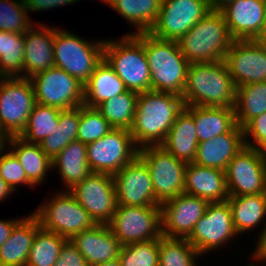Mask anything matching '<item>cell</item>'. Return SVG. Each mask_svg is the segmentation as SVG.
I'll list each match as a JSON object with an SVG mask.
<instances>
[{"mask_svg":"<svg viewBox=\"0 0 266 266\" xmlns=\"http://www.w3.org/2000/svg\"><path fill=\"white\" fill-rule=\"evenodd\" d=\"M183 108V100L177 96L154 90L138 93L136 112L129 129L136 146L140 149L161 145Z\"/></svg>","mask_w":266,"mask_h":266,"instance_id":"1","label":"cell"},{"mask_svg":"<svg viewBox=\"0 0 266 266\" xmlns=\"http://www.w3.org/2000/svg\"><path fill=\"white\" fill-rule=\"evenodd\" d=\"M143 45L150 70L151 90L183 99L189 62L177 41L163 40L151 33L134 35Z\"/></svg>","mask_w":266,"mask_h":266,"instance_id":"2","label":"cell"},{"mask_svg":"<svg viewBox=\"0 0 266 266\" xmlns=\"http://www.w3.org/2000/svg\"><path fill=\"white\" fill-rule=\"evenodd\" d=\"M237 87L224 60L190 63L183 90L184 105L235 106Z\"/></svg>","mask_w":266,"mask_h":266,"instance_id":"3","label":"cell"},{"mask_svg":"<svg viewBox=\"0 0 266 266\" xmlns=\"http://www.w3.org/2000/svg\"><path fill=\"white\" fill-rule=\"evenodd\" d=\"M233 39L220 11H210L177 42L189 63L224 60Z\"/></svg>","mask_w":266,"mask_h":266,"instance_id":"4","label":"cell"},{"mask_svg":"<svg viewBox=\"0 0 266 266\" xmlns=\"http://www.w3.org/2000/svg\"><path fill=\"white\" fill-rule=\"evenodd\" d=\"M57 27L53 44L54 66L85 84L104 59L105 39L89 41Z\"/></svg>","mask_w":266,"mask_h":266,"instance_id":"5","label":"cell"},{"mask_svg":"<svg viewBox=\"0 0 266 266\" xmlns=\"http://www.w3.org/2000/svg\"><path fill=\"white\" fill-rule=\"evenodd\" d=\"M104 59L123 81L127 90L142 93L151 90L150 70L144 45L134 36L106 39Z\"/></svg>","mask_w":266,"mask_h":266,"instance_id":"6","label":"cell"},{"mask_svg":"<svg viewBox=\"0 0 266 266\" xmlns=\"http://www.w3.org/2000/svg\"><path fill=\"white\" fill-rule=\"evenodd\" d=\"M58 191L54 196L44 198V202L31 213L37 218L40 228L70 240L96 223L68 190Z\"/></svg>","mask_w":266,"mask_h":266,"instance_id":"7","label":"cell"},{"mask_svg":"<svg viewBox=\"0 0 266 266\" xmlns=\"http://www.w3.org/2000/svg\"><path fill=\"white\" fill-rule=\"evenodd\" d=\"M35 105L30 79L0 77V130L6 138L23 132Z\"/></svg>","mask_w":266,"mask_h":266,"instance_id":"8","label":"cell"},{"mask_svg":"<svg viewBox=\"0 0 266 266\" xmlns=\"http://www.w3.org/2000/svg\"><path fill=\"white\" fill-rule=\"evenodd\" d=\"M138 156L148 166L156 202L162 203L184 193L187 164L167 152L162 146H145Z\"/></svg>","mask_w":266,"mask_h":266,"instance_id":"9","label":"cell"},{"mask_svg":"<svg viewBox=\"0 0 266 266\" xmlns=\"http://www.w3.org/2000/svg\"><path fill=\"white\" fill-rule=\"evenodd\" d=\"M87 161L92 173L115 174L137 156L139 148L128 129L113 128L102 138L89 143Z\"/></svg>","mask_w":266,"mask_h":266,"instance_id":"10","label":"cell"},{"mask_svg":"<svg viewBox=\"0 0 266 266\" xmlns=\"http://www.w3.org/2000/svg\"><path fill=\"white\" fill-rule=\"evenodd\" d=\"M108 226L122 246L159 239L161 206L117 205Z\"/></svg>","mask_w":266,"mask_h":266,"instance_id":"11","label":"cell"},{"mask_svg":"<svg viewBox=\"0 0 266 266\" xmlns=\"http://www.w3.org/2000/svg\"><path fill=\"white\" fill-rule=\"evenodd\" d=\"M239 237L228 201L209 203L205 214L196 222L187 240L202 256L219 250Z\"/></svg>","mask_w":266,"mask_h":266,"instance_id":"12","label":"cell"},{"mask_svg":"<svg viewBox=\"0 0 266 266\" xmlns=\"http://www.w3.org/2000/svg\"><path fill=\"white\" fill-rule=\"evenodd\" d=\"M36 103L61 110L83 105L84 84L58 67L48 68L30 78Z\"/></svg>","mask_w":266,"mask_h":266,"instance_id":"13","label":"cell"},{"mask_svg":"<svg viewBox=\"0 0 266 266\" xmlns=\"http://www.w3.org/2000/svg\"><path fill=\"white\" fill-rule=\"evenodd\" d=\"M229 196L266 194V152L245 146L228 163Z\"/></svg>","mask_w":266,"mask_h":266,"instance_id":"14","label":"cell"},{"mask_svg":"<svg viewBox=\"0 0 266 266\" xmlns=\"http://www.w3.org/2000/svg\"><path fill=\"white\" fill-rule=\"evenodd\" d=\"M210 11L208 0H162L158 20L149 33L178 41Z\"/></svg>","mask_w":266,"mask_h":266,"instance_id":"15","label":"cell"},{"mask_svg":"<svg viewBox=\"0 0 266 266\" xmlns=\"http://www.w3.org/2000/svg\"><path fill=\"white\" fill-rule=\"evenodd\" d=\"M96 224H108L117 208L113 176L91 173L68 190Z\"/></svg>","mask_w":266,"mask_h":266,"instance_id":"16","label":"cell"},{"mask_svg":"<svg viewBox=\"0 0 266 266\" xmlns=\"http://www.w3.org/2000/svg\"><path fill=\"white\" fill-rule=\"evenodd\" d=\"M224 61L236 87L266 81V44L233 40Z\"/></svg>","mask_w":266,"mask_h":266,"instance_id":"17","label":"cell"},{"mask_svg":"<svg viewBox=\"0 0 266 266\" xmlns=\"http://www.w3.org/2000/svg\"><path fill=\"white\" fill-rule=\"evenodd\" d=\"M117 205L158 207L148 166L137 156L113 174Z\"/></svg>","mask_w":266,"mask_h":266,"instance_id":"18","label":"cell"},{"mask_svg":"<svg viewBox=\"0 0 266 266\" xmlns=\"http://www.w3.org/2000/svg\"><path fill=\"white\" fill-rule=\"evenodd\" d=\"M209 202L203 198L180 194L161 206V235L188 238L196 222L205 214Z\"/></svg>","mask_w":266,"mask_h":266,"instance_id":"19","label":"cell"},{"mask_svg":"<svg viewBox=\"0 0 266 266\" xmlns=\"http://www.w3.org/2000/svg\"><path fill=\"white\" fill-rule=\"evenodd\" d=\"M233 40H258L266 21V0H234L220 10Z\"/></svg>","mask_w":266,"mask_h":266,"instance_id":"20","label":"cell"},{"mask_svg":"<svg viewBox=\"0 0 266 266\" xmlns=\"http://www.w3.org/2000/svg\"><path fill=\"white\" fill-rule=\"evenodd\" d=\"M37 24V25H35ZM55 27L42 22L34 25L24 33L23 74L21 78L30 79L35 74L54 66Z\"/></svg>","mask_w":266,"mask_h":266,"instance_id":"21","label":"cell"},{"mask_svg":"<svg viewBox=\"0 0 266 266\" xmlns=\"http://www.w3.org/2000/svg\"><path fill=\"white\" fill-rule=\"evenodd\" d=\"M70 241L88 266L118 259L122 247L108 224H95L90 229L74 235Z\"/></svg>","mask_w":266,"mask_h":266,"instance_id":"22","label":"cell"},{"mask_svg":"<svg viewBox=\"0 0 266 266\" xmlns=\"http://www.w3.org/2000/svg\"><path fill=\"white\" fill-rule=\"evenodd\" d=\"M184 194L203 198L209 203L227 201L229 193L225 171L188 163L185 171Z\"/></svg>","mask_w":266,"mask_h":266,"instance_id":"23","label":"cell"},{"mask_svg":"<svg viewBox=\"0 0 266 266\" xmlns=\"http://www.w3.org/2000/svg\"><path fill=\"white\" fill-rule=\"evenodd\" d=\"M245 147L243 129L236 125L231 131L198 143L194 164L225 171L233 157Z\"/></svg>","mask_w":266,"mask_h":266,"instance_id":"24","label":"cell"},{"mask_svg":"<svg viewBox=\"0 0 266 266\" xmlns=\"http://www.w3.org/2000/svg\"><path fill=\"white\" fill-rule=\"evenodd\" d=\"M39 229V222L33 214L23 216L0 246V266H26L30 248Z\"/></svg>","mask_w":266,"mask_h":266,"instance_id":"25","label":"cell"},{"mask_svg":"<svg viewBox=\"0 0 266 266\" xmlns=\"http://www.w3.org/2000/svg\"><path fill=\"white\" fill-rule=\"evenodd\" d=\"M184 109L194 119L199 143L227 133L237 125L232 107L184 105Z\"/></svg>","mask_w":266,"mask_h":266,"instance_id":"26","label":"cell"},{"mask_svg":"<svg viewBox=\"0 0 266 266\" xmlns=\"http://www.w3.org/2000/svg\"><path fill=\"white\" fill-rule=\"evenodd\" d=\"M227 201L232 211L233 225L239 237L262 226L257 236L259 239L266 227V194L229 196Z\"/></svg>","mask_w":266,"mask_h":266,"instance_id":"27","label":"cell"},{"mask_svg":"<svg viewBox=\"0 0 266 266\" xmlns=\"http://www.w3.org/2000/svg\"><path fill=\"white\" fill-rule=\"evenodd\" d=\"M5 146L16 156L25 170L27 180L34 188L47 181L48 172L53 170L52 160L42 151L39 144L29 143L19 136H14L7 138Z\"/></svg>","mask_w":266,"mask_h":266,"instance_id":"28","label":"cell"},{"mask_svg":"<svg viewBox=\"0 0 266 266\" xmlns=\"http://www.w3.org/2000/svg\"><path fill=\"white\" fill-rule=\"evenodd\" d=\"M52 169H56L61 178L65 187H62V190H69L83 181L92 173L87 161L86 144L79 140L71 141L52 160Z\"/></svg>","mask_w":266,"mask_h":266,"instance_id":"29","label":"cell"},{"mask_svg":"<svg viewBox=\"0 0 266 266\" xmlns=\"http://www.w3.org/2000/svg\"><path fill=\"white\" fill-rule=\"evenodd\" d=\"M198 137L193 117L183 108L160 145L177 159L193 163L197 153Z\"/></svg>","mask_w":266,"mask_h":266,"instance_id":"30","label":"cell"},{"mask_svg":"<svg viewBox=\"0 0 266 266\" xmlns=\"http://www.w3.org/2000/svg\"><path fill=\"white\" fill-rule=\"evenodd\" d=\"M117 12L136 31L126 33L135 35L147 33L158 20L162 0H99Z\"/></svg>","mask_w":266,"mask_h":266,"instance_id":"31","label":"cell"},{"mask_svg":"<svg viewBox=\"0 0 266 266\" xmlns=\"http://www.w3.org/2000/svg\"><path fill=\"white\" fill-rule=\"evenodd\" d=\"M126 90L123 81L107 61L103 59L89 80L84 84L83 105L96 108L102 102L116 97Z\"/></svg>","mask_w":266,"mask_h":266,"instance_id":"32","label":"cell"},{"mask_svg":"<svg viewBox=\"0 0 266 266\" xmlns=\"http://www.w3.org/2000/svg\"><path fill=\"white\" fill-rule=\"evenodd\" d=\"M234 111L242 129L266 111V81L237 87Z\"/></svg>","mask_w":266,"mask_h":266,"instance_id":"33","label":"cell"},{"mask_svg":"<svg viewBox=\"0 0 266 266\" xmlns=\"http://www.w3.org/2000/svg\"><path fill=\"white\" fill-rule=\"evenodd\" d=\"M80 121V106L61 110L59 122L53 134L39 144L42 151L53 160L71 141L77 140Z\"/></svg>","mask_w":266,"mask_h":266,"instance_id":"34","label":"cell"},{"mask_svg":"<svg viewBox=\"0 0 266 266\" xmlns=\"http://www.w3.org/2000/svg\"><path fill=\"white\" fill-rule=\"evenodd\" d=\"M138 93L126 90L116 97L107 99L96 109L113 128L130 129L136 112Z\"/></svg>","mask_w":266,"mask_h":266,"instance_id":"35","label":"cell"},{"mask_svg":"<svg viewBox=\"0 0 266 266\" xmlns=\"http://www.w3.org/2000/svg\"><path fill=\"white\" fill-rule=\"evenodd\" d=\"M60 112L61 109L56 107L36 103L19 137L26 142L40 144L44 138L53 134L59 122Z\"/></svg>","mask_w":266,"mask_h":266,"instance_id":"36","label":"cell"},{"mask_svg":"<svg viewBox=\"0 0 266 266\" xmlns=\"http://www.w3.org/2000/svg\"><path fill=\"white\" fill-rule=\"evenodd\" d=\"M201 257L187 238H159V266H200Z\"/></svg>","mask_w":266,"mask_h":266,"instance_id":"37","label":"cell"},{"mask_svg":"<svg viewBox=\"0 0 266 266\" xmlns=\"http://www.w3.org/2000/svg\"><path fill=\"white\" fill-rule=\"evenodd\" d=\"M66 238L40 228L34 237L26 266H54Z\"/></svg>","mask_w":266,"mask_h":266,"instance_id":"38","label":"cell"},{"mask_svg":"<svg viewBox=\"0 0 266 266\" xmlns=\"http://www.w3.org/2000/svg\"><path fill=\"white\" fill-rule=\"evenodd\" d=\"M24 33L2 31L0 77H20L23 74Z\"/></svg>","mask_w":266,"mask_h":266,"instance_id":"39","label":"cell"},{"mask_svg":"<svg viewBox=\"0 0 266 266\" xmlns=\"http://www.w3.org/2000/svg\"><path fill=\"white\" fill-rule=\"evenodd\" d=\"M118 260L121 266H159V239L123 245Z\"/></svg>","mask_w":266,"mask_h":266,"instance_id":"40","label":"cell"},{"mask_svg":"<svg viewBox=\"0 0 266 266\" xmlns=\"http://www.w3.org/2000/svg\"><path fill=\"white\" fill-rule=\"evenodd\" d=\"M24 0H0V30L25 33L32 26Z\"/></svg>","mask_w":266,"mask_h":266,"instance_id":"41","label":"cell"},{"mask_svg":"<svg viewBox=\"0 0 266 266\" xmlns=\"http://www.w3.org/2000/svg\"><path fill=\"white\" fill-rule=\"evenodd\" d=\"M112 129L113 127L96 108L80 106L77 140L87 145L102 138Z\"/></svg>","mask_w":266,"mask_h":266,"instance_id":"42","label":"cell"},{"mask_svg":"<svg viewBox=\"0 0 266 266\" xmlns=\"http://www.w3.org/2000/svg\"><path fill=\"white\" fill-rule=\"evenodd\" d=\"M0 177L14 193L18 191L19 185L34 187L27 180L25 170L16 156L6 146L0 151Z\"/></svg>","mask_w":266,"mask_h":266,"instance_id":"43","label":"cell"},{"mask_svg":"<svg viewBox=\"0 0 266 266\" xmlns=\"http://www.w3.org/2000/svg\"><path fill=\"white\" fill-rule=\"evenodd\" d=\"M243 132L245 146L266 152V111L252 119Z\"/></svg>","mask_w":266,"mask_h":266,"instance_id":"44","label":"cell"},{"mask_svg":"<svg viewBox=\"0 0 266 266\" xmlns=\"http://www.w3.org/2000/svg\"><path fill=\"white\" fill-rule=\"evenodd\" d=\"M54 266H88L86 260L70 240L60 250V256Z\"/></svg>","mask_w":266,"mask_h":266,"instance_id":"45","label":"cell"},{"mask_svg":"<svg viewBox=\"0 0 266 266\" xmlns=\"http://www.w3.org/2000/svg\"><path fill=\"white\" fill-rule=\"evenodd\" d=\"M76 2H79V0H24L28 13H37L45 10L48 11L50 9L54 10L55 8L57 9Z\"/></svg>","mask_w":266,"mask_h":266,"instance_id":"46","label":"cell"},{"mask_svg":"<svg viewBox=\"0 0 266 266\" xmlns=\"http://www.w3.org/2000/svg\"><path fill=\"white\" fill-rule=\"evenodd\" d=\"M257 243L255 244L256 247L253 248V251H251L253 254H251V259L249 261L250 264L247 266H258L256 264L263 263V261L266 263V227L262 234V236L257 239ZM256 260V261H255ZM255 263V264H254Z\"/></svg>","mask_w":266,"mask_h":266,"instance_id":"47","label":"cell"},{"mask_svg":"<svg viewBox=\"0 0 266 266\" xmlns=\"http://www.w3.org/2000/svg\"><path fill=\"white\" fill-rule=\"evenodd\" d=\"M23 217L19 218H11L8 220L0 219V246L8 239L11 234L13 227L22 219Z\"/></svg>","mask_w":266,"mask_h":266,"instance_id":"48","label":"cell"},{"mask_svg":"<svg viewBox=\"0 0 266 266\" xmlns=\"http://www.w3.org/2000/svg\"><path fill=\"white\" fill-rule=\"evenodd\" d=\"M14 192L8 186V184L0 177V202H4L7 199L10 200L9 196H12Z\"/></svg>","mask_w":266,"mask_h":266,"instance_id":"49","label":"cell"},{"mask_svg":"<svg viewBox=\"0 0 266 266\" xmlns=\"http://www.w3.org/2000/svg\"><path fill=\"white\" fill-rule=\"evenodd\" d=\"M234 0H208V4L211 11H220L226 5L233 2Z\"/></svg>","mask_w":266,"mask_h":266,"instance_id":"50","label":"cell"},{"mask_svg":"<svg viewBox=\"0 0 266 266\" xmlns=\"http://www.w3.org/2000/svg\"><path fill=\"white\" fill-rule=\"evenodd\" d=\"M94 266H121L120 262L118 259L112 260V261H107L104 263L96 264Z\"/></svg>","mask_w":266,"mask_h":266,"instance_id":"51","label":"cell"},{"mask_svg":"<svg viewBox=\"0 0 266 266\" xmlns=\"http://www.w3.org/2000/svg\"><path fill=\"white\" fill-rule=\"evenodd\" d=\"M258 41H260L263 44H266V21H265L264 30H263L262 34L260 35Z\"/></svg>","mask_w":266,"mask_h":266,"instance_id":"52","label":"cell"},{"mask_svg":"<svg viewBox=\"0 0 266 266\" xmlns=\"http://www.w3.org/2000/svg\"><path fill=\"white\" fill-rule=\"evenodd\" d=\"M7 138L3 135L0 134V151L5 147Z\"/></svg>","mask_w":266,"mask_h":266,"instance_id":"53","label":"cell"},{"mask_svg":"<svg viewBox=\"0 0 266 266\" xmlns=\"http://www.w3.org/2000/svg\"><path fill=\"white\" fill-rule=\"evenodd\" d=\"M2 31L0 30V57H1Z\"/></svg>","mask_w":266,"mask_h":266,"instance_id":"54","label":"cell"}]
</instances>
